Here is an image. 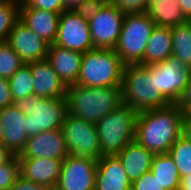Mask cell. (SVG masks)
<instances>
[{
  "label": "cell",
  "instance_id": "6da1fadb",
  "mask_svg": "<svg viewBox=\"0 0 191 190\" xmlns=\"http://www.w3.org/2000/svg\"><path fill=\"white\" fill-rule=\"evenodd\" d=\"M183 115L178 104L138 112L134 140L154 154L168 153L182 135Z\"/></svg>",
  "mask_w": 191,
  "mask_h": 190
},
{
  "label": "cell",
  "instance_id": "ffe728a7",
  "mask_svg": "<svg viewBox=\"0 0 191 190\" xmlns=\"http://www.w3.org/2000/svg\"><path fill=\"white\" fill-rule=\"evenodd\" d=\"M59 16L52 11L20 8V20L49 45L55 42Z\"/></svg>",
  "mask_w": 191,
  "mask_h": 190
},
{
  "label": "cell",
  "instance_id": "277c9868",
  "mask_svg": "<svg viewBox=\"0 0 191 190\" xmlns=\"http://www.w3.org/2000/svg\"><path fill=\"white\" fill-rule=\"evenodd\" d=\"M138 112L121 104L96 123L102 156L117 155L135 139Z\"/></svg>",
  "mask_w": 191,
  "mask_h": 190
},
{
  "label": "cell",
  "instance_id": "ee69618b",
  "mask_svg": "<svg viewBox=\"0 0 191 190\" xmlns=\"http://www.w3.org/2000/svg\"><path fill=\"white\" fill-rule=\"evenodd\" d=\"M3 138H4V128L3 125L0 123V145L3 144Z\"/></svg>",
  "mask_w": 191,
  "mask_h": 190
},
{
  "label": "cell",
  "instance_id": "f1b7e54d",
  "mask_svg": "<svg viewBox=\"0 0 191 190\" xmlns=\"http://www.w3.org/2000/svg\"><path fill=\"white\" fill-rule=\"evenodd\" d=\"M24 64L7 42H0V78L9 79Z\"/></svg>",
  "mask_w": 191,
  "mask_h": 190
},
{
  "label": "cell",
  "instance_id": "9a60e30c",
  "mask_svg": "<svg viewBox=\"0 0 191 190\" xmlns=\"http://www.w3.org/2000/svg\"><path fill=\"white\" fill-rule=\"evenodd\" d=\"M27 115L14 104L0 109V123L4 128L3 145L18 156L28 140Z\"/></svg>",
  "mask_w": 191,
  "mask_h": 190
},
{
  "label": "cell",
  "instance_id": "7c38bea8",
  "mask_svg": "<svg viewBox=\"0 0 191 190\" xmlns=\"http://www.w3.org/2000/svg\"><path fill=\"white\" fill-rule=\"evenodd\" d=\"M54 44L82 53L94 49L89 24L73 10H65L59 16Z\"/></svg>",
  "mask_w": 191,
  "mask_h": 190
},
{
  "label": "cell",
  "instance_id": "d590c367",
  "mask_svg": "<svg viewBox=\"0 0 191 190\" xmlns=\"http://www.w3.org/2000/svg\"><path fill=\"white\" fill-rule=\"evenodd\" d=\"M14 104L8 79L0 78V109Z\"/></svg>",
  "mask_w": 191,
  "mask_h": 190
},
{
  "label": "cell",
  "instance_id": "e575fe53",
  "mask_svg": "<svg viewBox=\"0 0 191 190\" xmlns=\"http://www.w3.org/2000/svg\"><path fill=\"white\" fill-rule=\"evenodd\" d=\"M8 190H53L46 185L36 184L19 175Z\"/></svg>",
  "mask_w": 191,
  "mask_h": 190
},
{
  "label": "cell",
  "instance_id": "ba28073f",
  "mask_svg": "<svg viewBox=\"0 0 191 190\" xmlns=\"http://www.w3.org/2000/svg\"><path fill=\"white\" fill-rule=\"evenodd\" d=\"M61 131L69 155L90 157L95 160L101 158L96 124L67 113Z\"/></svg>",
  "mask_w": 191,
  "mask_h": 190
},
{
  "label": "cell",
  "instance_id": "44dd1931",
  "mask_svg": "<svg viewBox=\"0 0 191 190\" xmlns=\"http://www.w3.org/2000/svg\"><path fill=\"white\" fill-rule=\"evenodd\" d=\"M154 153L139 145L135 140L128 143L116 156L131 182L150 171Z\"/></svg>",
  "mask_w": 191,
  "mask_h": 190
},
{
  "label": "cell",
  "instance_id": "7a4b0ae2",
  "mask_svg": "<svg viewBox=\"0 0 191 190\" xmlns=\"http://www.w3.org/2000/svg\"><path fill=\"white\" fill-rule=\"evenodd\" d=\"M65 99L68 113L94 124L123 103L121 86L68 85Z\"/></svg>",
  "mask_w": 191,
  "mask_h": 190
},
{
  "label": "cell",
  "instance_id": "7402d4cb",
  "mask_svg": "<svg viewBox=\"0 0 191 190\" xmlns=\"http://www.w3.org/2000/svg\"><path fill=\"white\" fill-rule=\"evenodd\" d=\"M172 56L171 27H158L152 30L145 47L143 61L140 65L150 66Z\"/></svg>",
  "mask_w": 191,
  "mask_h": 190
},
{
  "label": "cell",
  "instance_id": "d4e9b609",
  "mask_svg": "<svg viewBox=\"0 0 191 190\" xmlns=\"http://www.w3.org/2000/svg\"><path fill=\"white\" fill-rule=\"evenodd\" d=\"M172 56L191 69V22L171 27Z\"/></svg>",
  "mask_w": 191,
  "mask_h": 190
},
{
  "label": "cell",
  "instance_id": "5b68a950",
  "mask_svg": "<svg viewBox=\"0 0 191 190\" xmlns=\"http://www.w3.org/2000/svg\"><path fill=\"white\" fill-rule=\"evenodd\" d=\"M124 66L114 49L94 48L83 53L76 85L121 86Z\"/></svg>",
  "mask_w": 191,
  "mask_h": 190
},
{
  "label": "cell",
  "instance_id": "603a6c76",
  "mask_svg": "<svg viewBox=\"0 0 191 190\" xmlns=\"http://www.w3.org/2000/svg\"><path fill=\"white\" fill-rule=\"evenodd\" d=\"M150 171L165 190H179L181 178L168 153L155 154Z\"/></svg>",
  "mask_w": 191,
  "mask_h": 190
},
{
  "label": "cell",
  "instance_id": "4fadbf2b",
  "mask_svg": "<svg viewBox=\"0 0 191 190\" xmlns=\"http://www.w3.org/2000/svg\"><path fill=\"white\" fill-rule=\"evenodd\" d=\"M68 155L61 129H52L29 136L18 159L48 157L63 161Z\"/></svg>",
  "mask_w": 191,
  "mask_h": 190
},
{
  "label": "cell",
  "instance_id": "30bf717a",
  "mask_svg": "<svg viewBox=\"0 0 191 190\" xmlns=\"http://www.w3.org/2000/svg\"><path fill=\"white\" fill-rule=\"evenodd\" d=\"M97 160L68 155L61 164L54 190H95Z\"/></svg>",
  "mask_w": 191,
  "mask_h": 190
},
{
  "label": "cell",
  "instance_id": "8fae6325",
  "mask_svg": "<svg viewBox=\"0 0 191 190\" xmlns=\"http://www.w3.org/2000/svg\"><path fill=\"white\" fill-rule=\"evenodd\" d=\"M125 14L109 1L88 21L94 48L113 49L119 39Z\"/></svg>",
  "mask_w": 191,
  "mask_h": 190
},
{
  "label": "cell",
  "instance_id": "e0dca14e",
  "mask_svg": "<svg viewBox=\"0 0 191 190\" xmlns=\"http://www.w3.org/2000/svg\"><path fill=\"white\" fill-rule=\"evenodd\" d=\"M132 182L116 155L97 160L95 190H131Z\"/></svg>",
  "mask_w": 191,
  "mask_h": 190
},
{
  "label": "cell",
  "instance_id": "d6a6232c",
  "mask_svg": "<svg viewBox=\"0 0 191 190\" xmlns=\"http://www.w3.org/2000/svg\"><path fill=\"white\" fill-rule=\"evenodd\" d=\"M20 8H36L59 14L66 10L62 0H23Z\"/></svg>",
  "mask_w": 191,
  "mask_h": 190
},
{
  "label": "cell",
  "instance_id": "5bb4252c",
  "mask_svg": "<svg viewBox=\"0 0 191 190\" xmlns=\"http://www.w3.org/2000/svg\"><path fill=\"white\" fill-rule=\"evenodd\" d=\"M6 42L25 64L46 59L49 44L30 30L20 19L11 30Z\"/></svg>",
  "mask_w": 191,
  "mask_h": 190
},
{
  "label": "cell",
  "instance_id": "f35d334b",
  "mask_svg": "<svg viewBox=\"0 0 191 190\" xmlns=\"http://www.w3.org/2000/svg\"><path fill=\"white\" fill-rule=\"evenodd\" d=\"M14 156L3 144L0 145V166L9 162Z\"/></svg>",
  "mask_w": 191,
  "mask_h": 190
},
{
  "label": "cell",
  "instance_id": "2e32d148",
  "mask_svg": "<svg viewBox=\"0 0 191 190\" xmlns=\"http://www.w3.org/2000/svg\"><path fill=\"white\" fill-rule=\"evenodd\" d=\"M83 53L56 44L48 46L46 60L66 86L74 85L81 68Z\"/></svg>",
  "mask_w": 191,
  "mask_h": 190
},
{
  "label": "cell",
  "instance_id": "ac0fdd59",
  "mask_svg": "<svg viewBox=\"0 0 191 190\" xmlns=\"http://www.w3.org/2000/svg\"><path fill=\"white\" fill-rule=\"evenodd\" d=\"M20 175L36 184L55 188L62 160L52 158L18 159Z\"/></svg>",
  "mask_w": 191,
  "mask_h": 190
},
{
  "label": "cell",
  "instance_id": "83f0119b",
  "mask_svg": "<svg viewBox=\"0 0 191 190\" xmlns=\"http://www.w3.org/2000/svg\"><path fill=\"white\" fill-rule=\"evenodd\" d=\"M21 2L0 0V42H6L8 35L20 19Z\"/></svg>",
  "mask_w": 191,
  "mask_h": 190
},
{
  "label": "cell",
  "instance_id": "4dcf8cb0",
  "mask_svg": "<svg viewBox=\"0 0 191 190\" xmlns=\"http://www.w3.org/2000/svg\"><path fill=\"white\" fill-rule=\"evenodd\" d=\"M108 1L112 5L116 6L125 15L147 13L148 10V0H108Z\"/></svg>",
  "mask_w": 191,
  "mask_h": 190
},
{
  "label": "cell",
  "instance_id": "ab89813d",
  "mask_svg": "<svg viewBox=\"0 0 191 190\" xmlns=\"http://www.w3.org/2000/svg\"><path fill=\"white\" fill-rule=\"evenodd\" d=\"M184 15L188 20L191 19V0H177Z\"/></svg>",
  "mask_w": 191,
  "mask_h": 190
},
{
  "label": "cell",
  "instance_id": "484cf974",
  "mask_svg": "<svg viewBox=\"0 0 191 190\" xmlns=\"http://www.w3.org/2000/svg\"><path fill=\"white\" fill-rule=\"evenodd\" d=\"M9 86L14 102L33 95V77L31 63L24 64L9 79Z\"/></svg>",
  "mask_w": 191,
  "mask_h": 190
},
{
  "label": "cell",
  "instance_id": "b9f144b4",
  "mask_svg": "<svg viewBox=\"0 0 191 190\" xmlns=\"http://www.w3.org/2000/svg\"><path fill=\"white\" fill-rule=\"evenodd\" d=\"M64 8L66 10H73L77 5H79L84 0H62Z\"/></svg>",
  "mask_w": 191,
  "mask_h": 190
},
{
  "label": "cell",
  "instance_id": "74e56055",
  "mask_svg": "<svg viewBox=\"0 0 191 190\" xmlns=\"http://www.w3.org/2000/svg\"><path fill=\"white\" fill-rule=\"evenodd\" d=\"M182 135L191 141V112H184L182 120Z\"/></svg>",
  "mask_w": 191,
  "mask_h": 190
},
{
  "label": "cell",
  "instance_id": "cb8c5ba5",
  "mask_svg": "<svg viewBox=\"0 0 191 190\" xmlns=\"http://www.w3.org/2000/svg\"><path fill=\"white\" fill-rule=\"evenodd\" d=\"M147 14L158 27H173L188 21L177 0L152 4Z\"/></svg>",
  "mask_w": 191,
  "mask_h": 190
},
{
  "label": "cell",
  "instance_id": "52a82bcc",
  "mask_svg": "<svg viewBox=\"0 0 191 190\" xmlns=\"http://www.w3.org/2000/svg\"><path fill=\"white\" fill-rule=\"evenodd\" d=\"M155 26L147 13L125 15L119 39L113 48L124 65L142 63L146 44Z\"/></svg>",
  "mask_w": 191,
  "mask_h": 190
},
{
  "label": "cell",
  "instance_id": "d6986e66",
  "mask_svg": "<svg viewBox=\"0 0 191 190\" xmlns=\"http://www.w3.org/2000/svg\"><path fill=\"white\" fill-rule=\"evenodd\" d=\"M33 95L41 98L65 97L67 86L44 59L31 63Z\"/></svg>",
  "mask_w": 191,
  "mask_h": 190
},
{
  "label": "cell",
  "instance_id": "836d02e7",
  "mask_svg": "<svg viewBox=\"0 0 191 190\" xmlns=\"http://www.w3.org/2000/svg\"><path fill=\"white\" fill-rule=\"evenodd\" d=\"M131 190H165L151 171L144 173L131 184Z\"/></svg>",
  "mask_w": 191,
  "mask_h": 190
},
{
  "label": "cell",
  "instance_id": "4316f807",
  "mask_svg": "<svg viewBox=\"0 0 191 190\" xmlns=\"http://www.w3.org/2000/svg\"><path fill=\"white\" fill-rule=\"evenodd\" d=\"M168 154L172 157L180 178L191 174V141L181 135L172 144Z\"/></svg>",
  "mask_w": 191,
  "mask_h": 190
},
{
  "label": "cell",
  "instance_id": "f546056e",
  "mask_svg": "<svg viewBox=\"0 0 191 190\" xmlns=\"http://www.w3.org/2000/svg\"><path fill=\"white\" fill-rule=\"evenodd\" d=\"M20 175L18 156L0 166V190H8Z\"/></svg>",
  "mask_w": 191,
  "mask_h": 190
},
{
  "label": "cell",
  "instance_id": "60d3db41",
  "mask_svg": "<svg viewBox=\"0 0 191 190\" xmlns=\"http://www.w3.org/2000/svg\"><path fill=\"white\" fill-rule=\"evenodd\" d=\"M179 190H191V174L181 178Z\"/></svg>",
  "mask_w": 191,
  "mask_h": 190
},
{
  "label": "cell",
  "instance_id": "8d00e7d4",
  "mask_svg": "<svg viewBox=\"0 0 191 190\" xmlns=\"http://www.w3.org/2000/svg\"><path fill=\"white\" fill-rule=\"evenodd\" d=\"M177 104L183 110V112H191V77L183 95Z\"/></svg>",
  "mask_w": 191,
  "mask_h": 190
},
{
  "label": "cell",
  "instance_id": "3957f363",
  "mask_svg": "<svg viewBox=\"0 0 191 190\" xmlns=\"http://www.w3.org/2000/svg\"><path fill=\"white\" fill-rule=\"evenodd\" d=\"M123 104L137 112L158 109L171 104L156 88L154 65H125L121 82Z\"/></svg>",
  "mask_w": 191,
  "mask_h": 190
},
{
  "label": "cell",
  "instance_id": "1f68e13d",
  "mask_svg": "<svg viewBox=\"0 0 191 190\" xmlns=\"http://www.w3.org/2000/svg\"><path fill=\"white\" fill-rule=\"evenodd\" d=\"M108 0H84L77 5L73 11L84 20L89 21L99 10H101Z\"/></svg>",
  "mask_w": 191,
  "mask_h": 190
},
{
  "label": "cell",
  "instance_id": "8992f818",
  "mask_svg": "<svg viewBox=\"0 0 191 190\" xmlns=\"http://www.w3.org/2000/svg\"><path fill=\"white\" fill-rule=\"evenodd\" d=\"M14 105L27 115V135L61 129L67 115L65 97L41 98L35 95L20 98Z\"/></svg>",
  "mask_w": 191,
  "mask_h": 190
},
{
  "label": "cell",
  "instance_id": "9c48e42d",
  "mask_svg": "<svg viewBox=\"0 0 191 190\" xmlns=\"http://www.w3.org/2000/svg\"><path fill=\"white\" fill-rule=\"evenodd\" d=\"M156 88L171 103L177 104L191 77V69L175 57L154 64Z\"/></svg>",
  "mask_w": 191,
  "mask_h": 190
},
{
  "label": "cell",
  "instance_id": "7bdbcfd3",
  "mask_svg": "<svg viewBox=\"0 0 191 190\" xmlns=\"http://www.w3.org/2000/svg\"><path fill=\"white\" fill-rule=\"evenodd\" d=\"M161 1H165V3H168L170 0H148V7L152 4H158Z\"/></svg>",
  "mask_w": 191,
  "mask_h": 190
}]
</instances>
